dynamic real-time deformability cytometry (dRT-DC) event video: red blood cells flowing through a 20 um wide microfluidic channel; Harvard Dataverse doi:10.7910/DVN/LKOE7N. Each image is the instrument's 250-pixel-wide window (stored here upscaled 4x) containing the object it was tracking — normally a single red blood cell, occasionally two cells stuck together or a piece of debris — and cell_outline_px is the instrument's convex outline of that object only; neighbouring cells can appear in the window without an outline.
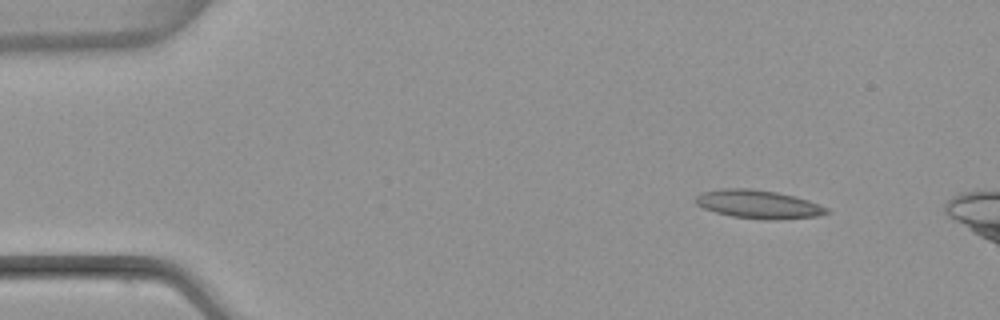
{"species": "common noctule bat (a hibernating species)", "species_latin": "Nyctalus noctula", "temperature_condition": "warm", "stored_images_in_passage": 8, "camera_frame_rate_fps": 3000, "um_per_image_px": 0.085, "animal": {"sex": "female", "body_mass_g": 22.7, "forearm_length_mm": 54.2}, "frame": {"image": 1, "passage_image": 1, "time_ms": 0.0, "image_size_px": [1000, 320], "cell_outline_px": [[832, 212], [816, 216], [776, 220], [764, 220], [732, 216], [716, 212], [704, 208], [696, 204], [696, 196], [700, 192], [724, 188], [748, 188], [776, 192], [808, 200], [828, 208]], "centroid_in_image_um": [64.46, 17.36], "position_along_channel_um": 20.5, "area_um2": 21.62}}